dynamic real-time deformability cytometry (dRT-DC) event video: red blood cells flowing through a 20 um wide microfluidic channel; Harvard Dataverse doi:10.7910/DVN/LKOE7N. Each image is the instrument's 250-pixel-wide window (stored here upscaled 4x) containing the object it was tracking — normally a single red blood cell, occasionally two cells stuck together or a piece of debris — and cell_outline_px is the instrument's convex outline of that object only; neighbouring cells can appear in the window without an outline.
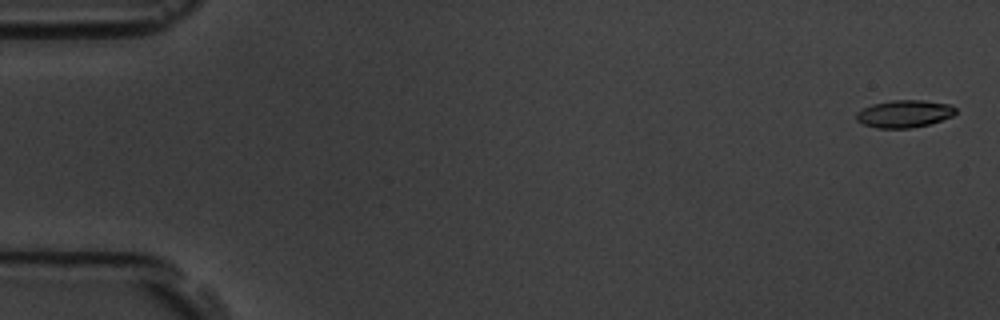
{"species": "common noctule bat (a hibernating species)", "species_latin": "Nyctalus noctula", "temperature_condition": "room temperature", "stored_images_in_passage": 7, "camera_frame_rate_fps": 3000, "um_per_image_px": 0.085, "animal": {"sex": "male", "body_mass_g": 19.5, "forearm_length_mm": 54.6}, "frame": {"image": 1, "passage_image": 1, "time_ms": 0.0, "image_size_px": [1000, 320], "cell_outline_px": [[956, 112], [952, 116], [928, 124], [912, 128], [876, 128], [864, 124], [856, 120], [856, 112], [872, 104], [892, 100], [924, 100], [948, 104], [956, 108]], "centroid_in_image_um": [76.85, 9.67], "position_along_channel_um": 8.2, "area_um2": 15.78}}
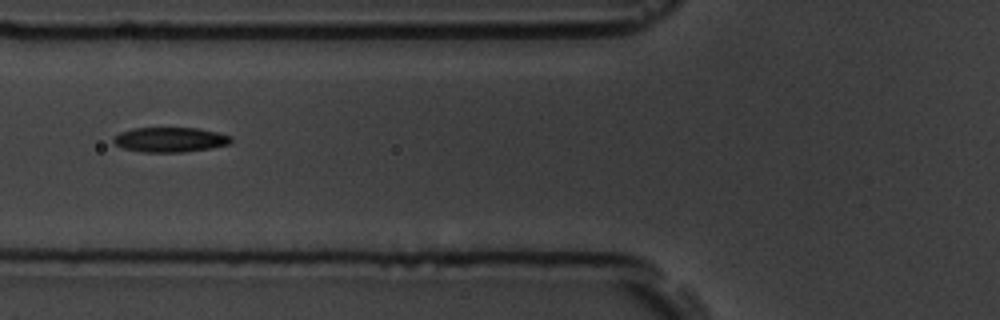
{"frame": {"image": 2, "passage_image": 7, "time_ms": 7.0, "image_size_px": [1000, 320], "cell_outline_px": [[232, 140], [228, 144], [208, 148], [184, 152], [140, 152], [124, 148], [116, 144], [112, 140], [112, 136], [120, 132], [132, 128], [200, 128], [232, 136]], "centroid_in_image_um": [14.42, 11.86], "position_along_channel_um": 111.4, "area_um2": 16.99}}